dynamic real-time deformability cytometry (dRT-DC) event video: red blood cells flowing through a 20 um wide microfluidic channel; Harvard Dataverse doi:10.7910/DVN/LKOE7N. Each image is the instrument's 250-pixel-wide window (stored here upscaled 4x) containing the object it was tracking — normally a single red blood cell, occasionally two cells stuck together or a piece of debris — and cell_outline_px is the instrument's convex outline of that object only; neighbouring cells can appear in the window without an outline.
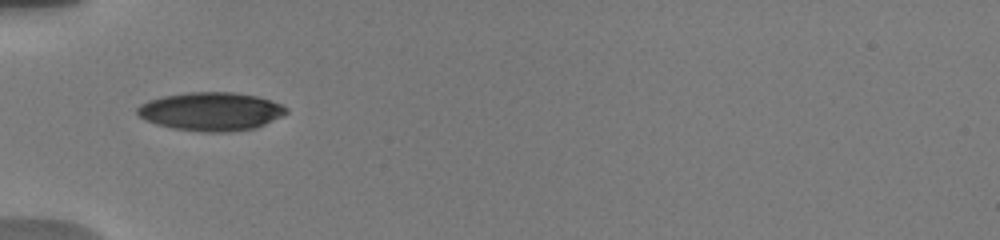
{"species": "human", "species_latin": "Homo sapiens", "temperature_condition": "warm", "stored_images_in_passage": 9, "camera_frame_rate_fps": 3000, "um_per_image_px": 0.085, "donor": {"sex": "male"}, "frame": {"image": 1, "passage_image": 1, "time_ms": 0.0, "image_size_px": [1000, 240], "cell_outline_px": [[288, 112], [256, 128], [232, 132], [204, 132], [172, 128], [156, 124], [144, 120], [136, 112], [136, 108], [140, 104], [148, 100], [164, 96], [188, 92], [236, 92], [256, 96], [280, 104], [288, 108]], "centroid_in_image_um": [17.9, 9.48], "position_along_channel_um": 67.1, "area_um2": 33.35}}
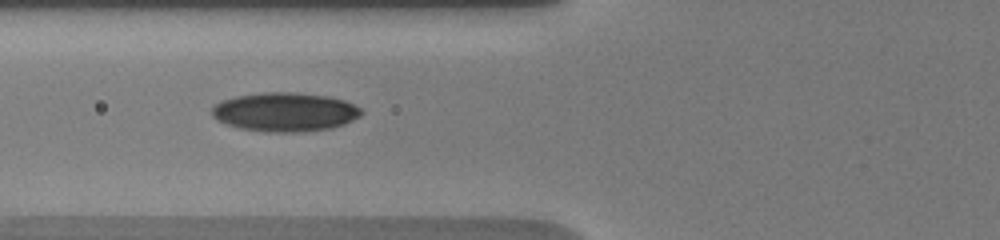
{"frame": {"image": 2, "passage_image": 8, "time_ms": 1.0, "image_size_px": [1000, 240], "cell_outline_px": [[364, 112], [360, 116], [344, 124], [332, 128], [300, 132], [264, 132], [240, 128], [216, 120], [212, 116], [212, 108], [220, 100], [236, 96], [264, 92], [296, 92], [328, 96], [344, 100], [360, 108]], "centroid_in_image_um": [24.21, 9.52], "position_along_channel_um": 101.6, "area_um2": 34.04}}